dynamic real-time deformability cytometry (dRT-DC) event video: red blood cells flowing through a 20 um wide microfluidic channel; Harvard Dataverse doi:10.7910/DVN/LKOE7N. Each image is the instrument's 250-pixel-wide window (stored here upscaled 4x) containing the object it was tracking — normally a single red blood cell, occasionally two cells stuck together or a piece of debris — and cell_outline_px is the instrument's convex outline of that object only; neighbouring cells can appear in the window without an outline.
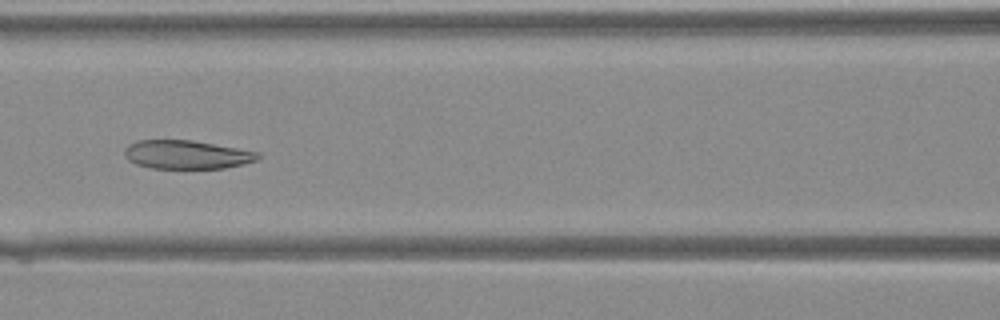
{"species": "Egyptian fruit bat (a non-hibernating species)", "species_latin": "Rousettus aegyptiacus", "temperature_condition": "warm", "stored_images_in_passage": 40, "camera_frame_rate_fps": 3000, "um_per_image_px": 0.085, "animal": {"sex": "female"}, "frame": {"image": 1, "passage_image": 18, "time_ms": 5.667, "image_size_px": [1000, 320], "cell_outline_px": [[264, 156], [256, 160], [244, 164], [224, 168], [152, 168], [136, 164], [128, 160], [124, 156], [124, 148], [128, 144], [136, 140], [192, 140], [260, 152]], "centroid_in_image_um": [15.87, 13.13], "position_along_channel_um": 150.7, "area_um2": 22.43}}
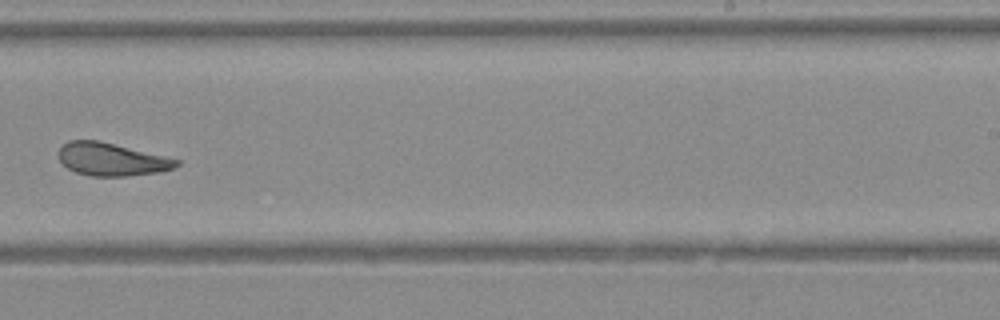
{"frame": {"image": 2, "passage_image": 26, "time_ms": 8.333, "image_size_px": [1000, 320], "cell_outline_px": [[180, 164], [172, 168], [156, 172], [124, 176], [88, 176], [76, 172], [68, 168], [60, 160], [60, 148], [68, 140], [96, 140], [180, 160]], "centroid_in_image_um": [9.45, 13.55], "position_along_channel_um": 279.5, "area_um2": 21.96}}
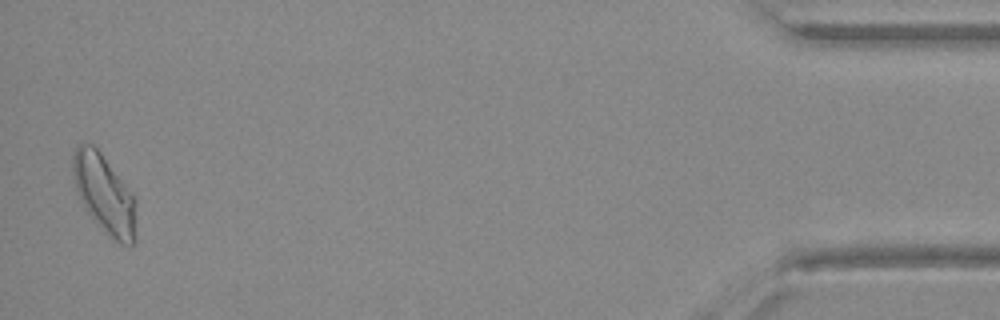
{"frame": {"image": 3, "passage_image": 40, "time_ms": 13.0, "image_size_px": [1000, 320], "cell_outline_px": [[136, 240], [132, 244], [120, 244], [88, 212], [80, 200], [76, 188], [72, 172], [72, 156], [76, 144], [92, 144], [100, 152], [132, 192], [136, 200]], "centroid_in_image_um": [8.88, 16.45], "position_along_channel_um": 426.3, "area_um2": 28.61}}